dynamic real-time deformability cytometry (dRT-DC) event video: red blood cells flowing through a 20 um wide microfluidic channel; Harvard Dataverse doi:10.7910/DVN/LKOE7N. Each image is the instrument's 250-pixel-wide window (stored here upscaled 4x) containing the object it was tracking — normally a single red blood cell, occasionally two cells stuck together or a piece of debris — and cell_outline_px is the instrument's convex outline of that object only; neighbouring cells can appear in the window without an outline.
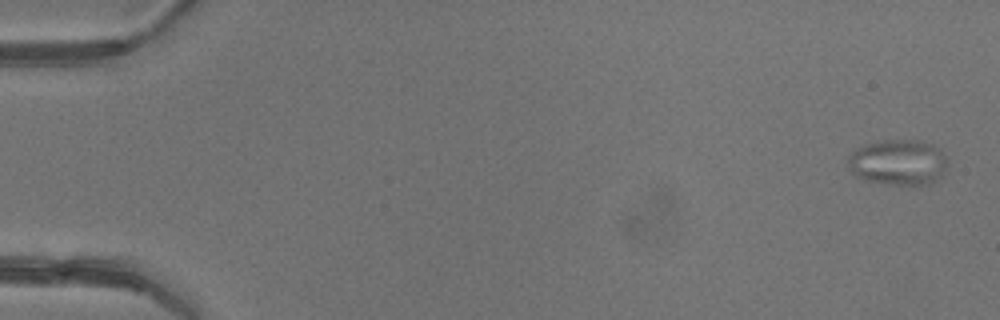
{"species": "common noctule bat (a hibernating species)", "species_latin": "Nyctalus noctula", "temperature_condition": "warm", "stored_images_in_passage": 6, "camera_frame_rate_fps": 3000, "um_per_image_px": 0.085, "animal": {"sex": "female"}, "frame": {"image": 1, "passage_image": 1, "time_ms": 0.0, "image_size_px": [1000, 320], "cell_outline_px": [[948, 164], [944, 172], [936, 180], [928, 184], [896, 184], [868, 180], [856, 176], [848, 168], [848, 156], [856, 148], [864, 144], [884, 140], [916, 140], [932, 144], [944, 156]], "centroid_in_image_um": [76.32, 13.78], "position_along_channel_um": 8.7, "area_um2": 26.13}}